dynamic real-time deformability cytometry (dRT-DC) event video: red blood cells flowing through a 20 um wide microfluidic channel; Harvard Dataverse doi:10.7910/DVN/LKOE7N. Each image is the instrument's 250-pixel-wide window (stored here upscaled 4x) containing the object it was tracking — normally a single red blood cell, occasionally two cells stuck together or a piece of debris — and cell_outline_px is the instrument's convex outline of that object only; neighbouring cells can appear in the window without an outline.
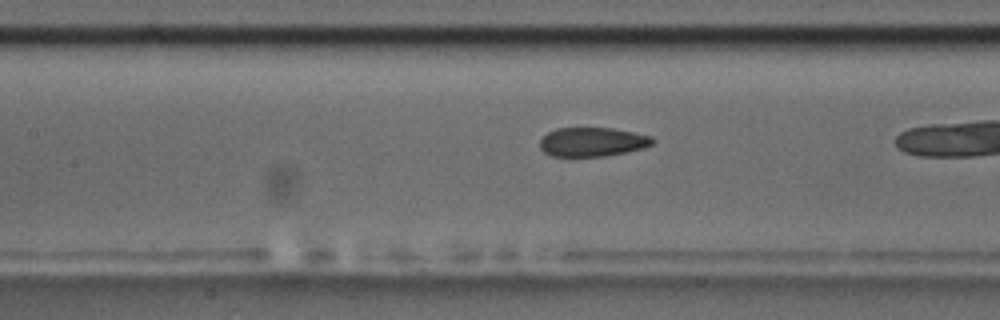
{"species": "common noctule bat (a hibernating species)", "species_latin": "Nyctalus noctula", "temperature_condition": "room temperature", "stored_images_in_passage": 22, "camera_frame_rate_fps": 3000, "um_per_image_px": 0.085, "animal": {"sex": "male", "body_mass_g": 17.5, "forearm_length_mm": 52.3}, "frame": {"image": 1, "passage_image": 19, "time_ms": 6.0, "image_size_px": [1000, 320], "cell_outline_px": [[656, 140], [652, 144], [644, 148], [628, 152], [604, 156], [552, 156], [544, 152], [540, 148], [540, 140], [548, 132], [556, 128], [612, 128], [652, 136]], "centroid_in_image_um": [50.37, 12.06], "position_along_channel_um": 157.0, "area_um2": 19.13}}